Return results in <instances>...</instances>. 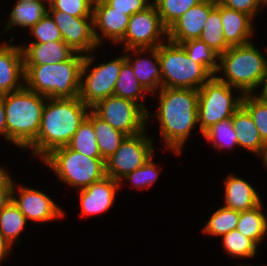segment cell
Masks as SVG:
<instances>
[{
    "label": "cell",
    "mask_w": 267,
    "mask_h": 266,
    "mask_svg": "<svg viewBox=\"0 0 267 266\" xmlns=\"http://www.w3.org/2000/svg\"><path fill=\"white\" fill-rule=\"evenodd\" d=\"M155 99V110L147 111V129L149 126L157 125L158 138L155 141L164 148L165 152H171L179 158H183V151L193 134H203L198 127V90L187 88H166L161 87L155 94L150 96L151 102ZM155 112V113H154ZM152 122V123H151ZM152 125H149V124ZM154 124V125H153ZM197 128V129H195ZM195 131V132H194ZM161 137V139H160ZM162 140V141H161Z\"/></svg>",
    "instance_id": "6da1fadb"
},
{
    "label": "cell",
    "mask_w": 267,
    "mask_h": 266,
    "mask_svg": "<svg viewBox=\"0 0 267 266\" xmlns=\"http://www.w3.org/2000/svg\"><path fill=\"white\" fill-rule=\"evenodd\" d=\"M89 110L79 97L47 98L37 138L23 152L28 160L41 162L53 150L67 146Z\"/></svg>",
    "instance_id": "7a4b0ae2"
},
{
    "label": "cell",
    "mask_w": 267,
    "mask_h": 266,
    "mask_svg": "<svg viewBox=\"0 0 267 266\" xmlns=\"http://www.w3.org/2000/svg\"><path fill=\"white\" fill-rule=\"evenodd\" d=\"M254 41L257 40L230 47L220 54L215 74L220 81L238 89L243 95L258 92L267 69V44L261 48Z\"/></svg>",
    "instance_id": "3957f363"
},
{
    "label": "cell",
    "mask_w": 267,
    "mask_h": 266,
    "mask_svg": "<svg viewBox=\"0 0 267 266\" xmlns=\"http://www.w3.org/2000/svg\"><path fill=\"white\" fill-rule=\"evenodd\" d=\"M47 97L25 85L4 96L7 144L24 152L37 138Z\"/></svg>",
    "instance_id": "277c9868"
},
{
    "label": "cell",
    "mask_w": 267,
    "mask_h": 266,
    "mask_svg": "<svg viewBox=\"0 0 267 266\" xmlns=\"http://www.w3.org/2000/svg\"><path fill=\"white\" fill-rule=\"evenodd\" d=\"M84 57L75 53L60 63L24 65V85L47 98H76L79 96Z\"/></svg>",
    "instance_id": "5b68a950"
},
{
    "label": "cell",
    "mask_w": 267,
    "mask_h": 266,
    "mask_svg": "<svg viewBox=\"0 0 267 266\" xmlns=\"http://www.w3.org/2000/svg\"><path fill=\"white\" fill-rule=\"evenodd\" d=\"M55 175V180L72 192L90 186L106 176L102 158H92L70 149L68 146L53 150L41 162Z\"/></svg>",
    "instance_id": "8992f818"
},
{
    "label": "cell",
    "mask_w": 267,
    "mask_h": 266,
    "mask_svg": "<svg viewBox=\"0 0 267 266\" xmlns=\"http://www.w3.org/2000/svg\"><path fill=\"white\" fill-rule=\"evenodd\" d=\"M99 52H101L100 47L94 52L85 55L81 70L78 97L89 108L97 102L113 96L121 66L126 62L125 53L122 50L119 53H115L111 60L106 57L104 61L99 59L102 57Z\"/></svg>",
    "instance_id": "52a82bcc"
},
{
    "label": "cell",
    "mask_w": 267,
    "mask_h": 266,
    "mask_svg": "<svg viewBox=\"0 0 267 266\" xmlns=\"http://www.w3.org/2000/svg\"><path fill=\"white\" fill-rule=\"evenodd\" d=\"M162 87L199 90L213 75L193 61L180 45L169 40L158 46Z\"/></svg>",
    "instance_id": "ba28073f"
},
{
    "label": "cell",
    "mask_w": 267,
    "mask_h": 266,
    "mask_svg": "<svg viewBox=\"0 0 267 266\" xmlns=\"http://www.w3.org/2000/svg\"><path fill=\"white\" fill-rule=\"evenodd\" d=\"M243 94L212 76L198 90V127L203 134L211 126L231 119L242 104Z\"/></svg>",
    "instance_id": "9c48e42d"
},
{
    "label": "cell",
    "mask_w": 267,
    "mask_h": 266,
    "mask_svg": "<svg viewBox=\"0 0 267 266\" xmlns=\"http://www.w3.org/2000/svg\"><path fill=\"white\" fill-rule=\"evenodd\" d=\"M155 136L150 135L147 128L139 134L126 136L115 153L105 161L106 176L119 182L143 166L157 152Z\"/></svg>",
    "instance_id": "30bf717a"
},
{
    "label": "cell",
    "mask_w": 267,
    "mask_h": 266,
    "mask_svg": "<svg viewBox=\"0 0 267 266\" xmlns=\"http://www.w3.org/2000/svg\"><path fill=\"white\" fill-rule=\"evenodd\" d=\"M35 187V188H34ZM26 185L23 181H14L12 201L26 217L31 227L35 225H46L50 222L64 220L67 211L59 206L57 199L51 194L36 186ZM56 200V201H55ZM33 225H32V224Z\"/></svg>",
    "instance_id": "8fae6325"
},
{
    "label": "cell",
    "mask_w": 267,
    "mask_h": 266,
    "mask_svg": "<svg viewBox=\"0 0 267 266\" xmlns=\"http://www.w3.org/2000/svg\"><path fill=\"white\" fill-rule=\"evenodd\" d=\"M168 40V29L162 23L154 3L133 14L124 37L115 45L121 50L157 48Z\"/></svg>",
    "instance_id": "7c38bea8"
},
{
    "label": "cell",
    "mask_w": 267,
    "mask_h": 266,
    "mask_svg": "<svg viewBox=\"0 0 267 266\" xmlns=\"http://www.w3.org/2000/svg\"><path fill=\"white\" fill-rule=\"evenodd\" d=\"M90 109L127 136L139 134L147 128V112L132 100L113 95L97 102Z\"/></svg>",
    "instance_id": "4fadbf2b"
},
{
    "label": "cell",
    "mask_w": 267,
    "mask_h": 266,
    "mask_svg": "<svg viewBox=\"0 0 267 266\" xmlns=\"http://www.w3.org/2000/svg\"><path fill=\"white\" fill-rule=\"evenodd\" d=\"M60 30L63 41L76 53L88 55L99 48L93 31V17H75L66 12L48 10Z\"/></svg>",
    "instance_id": "5bb4252c"
},
{
    "label": "cell",
    "mask_w": 267,
    "mask_h": 266,
    "mask_svg": "<svg viewBox=\"0 0 267 266\" xmlns=\"http://www.w3.org/2000/svg\"><path fill=\"white\" fill-rule=\"evenodd\" d=\"M120 191L119 182L109 176L92 183L90 186L74 191L75 198L78 197L79 217L92 218V216H103L114 209L116 199ZM114 206V207H113Z\"/></svg>",
    "instance_id": "9a60e30c"
},
{
    "label": "cell",
    "mask_w": 267,
    "mask_h": 266,
    "mask_svg": "<svg viewBox=\"0 0 267 266\" xmlns=\"http://www.w3.org/2000/svg\"><path fill=\"white\" fill-rule=\"evenodd\" d=\"M92 16L95 40L102 50L104 47L102 53L105 54L107 43L115 46L124 37L130 16L110 7L104 0L94 1Z\"/></svg>",
    "instance_id": "2e32d148"
},
{
    "label": "cell",
    "mask_w": 267,
    "mask_h": 266,
    "mask_svg": "<svg viewBox=\"0 0 267 266\" xmlns=\"http://www.w3.org/2000/svg\"><path fill=\"white\" fill-rule=\"evenodd\" d=\"M11 8L6 14L4 20L0 21V39L3 35L11 34L9 40L15 41L17 36H13V32L19 30L24 31V34L38 23L48 12V3L44 0H12ZM12 3H14L12 5ZM3 23V26H2ZM19 28V29H18ZM6 33V34H5ZM8 33V34H7Z\"/></svg>",
    "instance_id": "e0dca14e"
},
{
    "label": "cell",
    "mask_w": 267,
    "mask_h": 266,
    "mask_svg": "<svg viewBox=\"0 0 267 266\" xmlns=\"http://www.w3.org/2000/svg\"><path fill=\"white\" fill-rule=\"evenodd\" d=\"M140 85L151 96L162 87L161 64L157 48L122 50Z\"/></svg>",
    "instance_id": "ac0fdd59"
},
{
    "label": "cell",
    "mask_w": 267,
    "mask_h": 266,
    "mask_svg": "<svg viewBox=\"0 0 267 266\" xmlns=\"http://www.w3.org/2000/svg\"><path fill=\"white\" fill-rule=\"evenodd\" d=\"M6 38L8 37H5V40L0 39V96L3 97L24 86V62L20 41L18 43Z\"/></svg>",
    "instance_id": "d6986e66"
},
{
    "label": "cell",
    "mask_w": 267,
    "mask_h": 266,
    "mask_svg": "<svg viewBox=\"0 0 267 266\" xmlns=\"http://www.w3.org/2000/svg\"><path fill=\"white\" fill-rule=\"evenodd\" d=\"M215 7L216 0H203L191 7L168 28V40L181 44L199 39L205 22Z\"/></svg>",
    "instance_id": "ffe728a7"
},
{
    "label": "cell",
    "mask_w": 267,
    "mask_h": 266,
    "mask_svg": "<svg viewBox=\"0 0 267 266\" xmlns=\"http://www.w3.org/2000/svg\"><path fill=\"white\" fill-rule=\"evenodd\" d=\"M235 172L226 174L221 183L223 188L222 206L236 211H245L259 205L264 199L253 182L244 179ZM252 183V184H251ZM260 193V194H259Z\"/></svg>",
    "instance_id": "44dd1931"
},
{
    "label": "cell",
    "mask_w": 267,
    "mask_h": 266,
    "mask_svg": "<svg viewBox=\"0 0 267 266\" xmlns=\"http://www.w3.org/2000/svg\"><path fill=\"white\" fill-rule=\"evenodd\" d=\"M220 17L224 38L229 47L255 40L258 33L257 22L248 14L220 5Z\"/></svg>",
    "instance_id": "7402d4cb"
},
{
    "label": "cell",
    "mask_w": 267,
    "mask_h": 266,
    "mask_svg": "<svg viewBox=\"0 0 267 266\" xmlns=\"http://www.w3.org/2000/svg\"><path fill=\"white\" fill-rule=\"evenodd\" d=\"M24 65L54 64L69 60L76 52L63 40L48 43H20Z\"/></svg>",
    "instance_id": "603a6c76"
},
{
    "label": "cell",
    "mask_w": 267,
    "mask_h": 266,
    "mask_svg": "<svg viewBox=\"0 0 267 266\" xmlns=\"http://www.w3.org/2000/svg\"><path fill=\"white\" fill-rule=\"evenodd\" d=\"M233 128L237 131V143L239 149L246 151L254 157L260 158L267 147L262 140L257 126L252 120L250 114L240 106L231 117Z\"/></svg>",
    "instance_id": "cb8c5ba5"
},
{
    "label": "cell",
    "mask_w": 267,
    "mask_h": 266,
    "mask_svg": "<svg viewBox=\"0 0 267 266\" xmlns=\"http://www.w3.org/2000/svg\"><path fill=\"white\" fill-rule=\"evenodd\" d=\"M264 203L263 200L254 208L240 211L236 228L243 236L250 238L260 247L267 239V212Z\"/></svg>",
    "instance_id": "d4e9b609"
},
{
    "label": "cell",
    "mask_w": 267,
    "mask_h": 266,
    "mask_svg": "<svg viewBox=\"0 0 267 266\" xmlns=\"http://www.w3.org/2000/svg\"><path fill=\"white\" fill-rule=\"evenodd\" d=\"M86 118L93 124L101 157L106 161L120 147L127 135L99 118L91 109Z\"/></svg>",
    "instance_id": "484cf974"
},
{
    "label": "cell",
    "mask_w": 267,
    "mask_h": 266,
    "mask_svg": "<svg viewBox=\"0 0 267 266\" xmlns=\"http://www.w3.org/2000/svg\"><path fill=\"white\" fill-rule=\"evenodd\" d=\"M113 95L138 103L146 112L152 109V106L150 104L148 106L146 102L147 96L150 97V95L140 85L132 67L127 61L121 66Z\"/></svg>",
    "instance_id": "4316f807"
},
{
    "label": "cell",
    "mask_w": 267,
    "mask_h": 266,
    "mask_svg": "<svg viewBox=\"0 0 267 266\" xmlns=\"http://www.w3.org/2000/svg\"><path fill=\"white\" fill-rule=\"evenodd\" d=\"M27 226L31 225H29L26 217L13 201L0 211V232L15 249L24 242L21 235L23 236L27 233L26 229H29ZM24 231L25 233L23 234Z\"/></svg>",
    "instance_id": "83f0119b"
},
{
    "label": "cell",
    "mask_w": 267,
    "mask_h": 266,
    "mask_svg": "<svg viewBox=\"0 0 267 266\" xmlns=\"http://www.w3.org/2000/svg\"><path fill=\"white\" fill-rule=\"evenodd\" d=\"M156 153L150 157L143 166L126 175L119 181L120 191L124 189L123 187L126 188L127 185L128 190L130 187H133L135 191L140 190L141 192L142 190L155 187V184L159 181V177H161L162 169H165L155 160V156L158 155V152Z\"/></svg>",
    "instance_id": "f1b7e54d"
},
{
    "label": "cell",
    "mask_w": 267,
    "mask_h": 266,
    "mask_svg": "<svg viewBox=\"0 0 267 266\" xmlns=\"http://www.w3.org/2000/svg\"><path fill=\"white\" fill-rule=\"evenodd\" d=\"M216 207L213 211L210 210V215L204 221L205 224H201L203 227L200 231L206 237L216 238L217 240L237 228L240 211L228 209L222 205H216Z\"/></svg>",
    "instance_id": "f546056e"
},
{
    "label": "cell",
    "mask_w": 267,
    "mask_h": 266,
    "mask_svg": "<svg viewBox=\"0 0 267 266\" xmlns=\"http://www.w3.org/2000/svg\"><path fill=\"white\" fill-rule=\"evenodd\" d=\"M202 139L209 147H213V152L221 153L224 151V154H226L228 151L233 152V150L239 149L237 131L233 128L231 119L220 121L211 126L203 133Z\"/></svg>",
    "instance_id": "4dcf8cb0"
},
{
    "label": "cell",
    "mask_w": 267,
    "mask_h": 266,
    "mask_svg": "<svg viewBox=\"0 0 267 266\" xmlns=\"http://www.w3.org/2000/svg\"><path fill=\"white\" fill-rule=\"evenodd\" d=\"M221 241L220 248L224 250V253L232 259L240 260H252L256 258L261 248L250 238L243 236L236 229L224 234L218 239ZM260 248V249H259Z\"/></svg>",
    "instance_id": "1f68e13d"
},
{
    "label": "cell",
    "mask_w": 267,
    "mask_h": 266,
    "mask_svg": "<svg viewBox=\"0 0 267 266\" xmlns=\"http://www.w3.org/2000/svg\"><path fill=\"white\" fill-rule=\"evenodd\" d=\"M199 39L205 42L219 55L230 48L226 44L224 38L220 17V4H218L217 1L216 7L210 12L209 17L205 22Z\"/></svg>",
    "instance_id": "d6a6232c"
},
{
    "label": "cell",
    "mask_w": 267,
    "mask_h": 266,
    "mask_svg": "<svg viewBox=\"0 0 267 266\" xmlns=\"http://www.w3.org/2000/svg\"><path fill=\"white\" fill-rule=\"evenodd\" d=\"M67 146L85 156L102 158L93 124L87 118L79 125Z\"/></svg>",
    "instance_id": "836d02e7"
},
{
    "label": "cell",
    "mask_w": 267,
    "mask_h": 266,
    "mask_svg": "<svg viewBox=\"0 0 267 266\" xmlns=\"http://www.w3.org/2000/svg\"><path fill=\"white\" fill-rule=\"evenodd\" d=\"M187 55L196 63L202 64L213 76L219 68V54L200 39L189 40L180 44Z\"/></svg>",
    "instance_id": "e575fe53"
},
{
    "label": "cell",
    "mask_w": 267,
    "mask_h": 266,
    "mask_svg": "<svg viewBox=\"0 0 267 266\" xmlns=\"http://www.w3.org/2000/svg\"><path fill=\"white\" fill-rule=\"evenodd\" d=\"M26 34L28 35L25 37L28 39H24L21 43H48L63 40L59 28L48 12Z\"/></svg>",
    "instance_id": "d590c367"
},
{
    "label": "cell",
    "mask_w": 267,
    "mask_h": 266,
    "mask_svg": "<svg viewBox=\"0 0 267 266\" xmlns=\"http://www.w3.org/2000/svg\"><path fill=\"white\" fill-rule=\"evenodd\" d=\"M241 106L250 114L262 140L267 144V100L256 94H244Z\"/></svg>",
    "instance_id": "8d00e7d4"
},
{
    "label": "cell",
    "mask_w": 267,
    "mask_h": 266,
    "mask_svg": "<svg viewBox=\"0 0 267 266\" xmlns=\"http://www.w3.org/2000/svg\"><path fill=\"white\" fill-rule=\"evenodd\" d=\"M203 0H153L162 23L168 29L181 15Z\"/></svg>",
    "instance_id": "74e56055"
},
{
    "label": "cell",
    "mask_w": 267,
    "mask_h": 266,
    "mask_svg": "<svg viewBox=\"0 0 267 266\" xmlns=\"http://www.w3.org/2000/svg\"><path fill=\"white\" fill-rule=\"evenodd\" d=\"M94 0H51L48 10L66 12L75 17H93Z\"/></svg>",
    "instance_id": "f35d334b"
},
{
    "label": "cell",
    "mask_w": 267,
    "mask_h": 266,
    "mask_svg": "<svg viewBox=\"0 0 267 266\" xmlns=\"http://www.w3.org/2000/svg\"><path fill=\"white\" fill-rule=\"evenodd\" d=\"M218 4L226 6L236 11H240L251 16L256 22V18L262 16L263 8H266V0H216Z\"/></svg>",
    "instance_id": "ab89813d"
},
{
    "label": "cell",
    "mask_w": 267,
    "mask_h": 266,
    "mask_svg": "<svg viewBox=\"0 0 267 266\" xmlns=\"http://www.w3.org/2000/svg\"><path fill=\"white\" fill-rule=\"evenodd\" d=\"M4 165L6 164L2 166L0 163V211L12 201L13 184L16 180L12 175L13 171Z\"/></svg>",
    "instance_id": "60d3db41"
},
{
    "label": "cell",
    "mask_w": 267,
    "mask_h": 266,
    "mask_svg": "<svg viewBox=\"0 0 267 266\" xmlns=\"http://www.w3.org/2000/svg\"><path fill=\"white\" fill-rule=\"evenodd\" d=\"M110 7L125 12L130 17L136 12L143 11L149 7L153 0H104Z\"/></svg>",
    "instance_id": "b9f144b4"
},
{
    "label": "cell",
    "mask_w": 267,
    "mask_h": 266,
    "mask_svg": "<svg viewBox=\"0 0 267 266\" xmlns=\"http://www.w3.org/2000/svg\"><path fill=\"white\" fill-rule=\"evenodd\" d=\"M14 247L9 243L5 236L0 232V266H3L4 262H8L11 258V253L14 251Z\"/></svg>",
    "instance_id": "7bdbcfd3"
},
{
    "label": "cell",
    "mask_w": 267,
    "mask_h": 266,
    "mask_svg": "<svg viewBox=\"0 0 267 266\" xmlns=\"http://www.w3.org/2000/svg\"><path fill=\"white\" fill-rule=\"evenodd\" d=\"M0 139L7 143V124L4 108V97L0 96Z\"/></svg>",
    "instance_id": "ee69618b"
},
{
    "label": "cell",
    "mask_w": 267,
    "mask_h": 266,
    "mask_svg": "<svg viewBox=\"0 0 267 266\" xmlns=\"http://www.w3.org/2000/svg\"><path fill=\"white\" fill-rule=\"evenodd\" d=\"M261 89V90H260ZM260 91V92H259ZM259 98L267 100V69L263 77L262 83L259 87L258 92L255 93Z\"/></svg>",
    "instance_id": "f6af8a7d"
},
{
    "label": "cell",
    "mask_w": 267,
    "mask_h": 266,
    "mask_svg": "<svg viewBox=\"0 0 267 266\" xmlns=\"http://www.w3.org/2000/svg\"><path fill=\"white\" fill-rule=\"evenodd\" d=\"M259 162L260 164H262V167H264V169L266 170L267 172V147L266 149L264 150L262 156L259 158Z\"/></svg>",
    "instance_id": "bcb514c9"
},
{
    "label": "cell",
    "mask_w": 267,
    "mask_h": 266,
    "mask_svg": "<svg viewBox=\"0 0 267 266\" xmlns=\"http://www.w3.org/2000/svg\"><path fill=\"white\" fill-rule=\"evenodd\" d=\"M243 263H244V262H242V263L239 264V265H237V264H235V265H236V266H255V265H252V264H250V263H249V264H248V263H247V264H245V263L243 264ZM235 265H234V266H235ZM259 266H260V265H259ZM262 266H263V265H262ZM264 266H266V265H264Z\"/></svg>",
    "instance_id": "7dc6e473"
}]
</instances>
